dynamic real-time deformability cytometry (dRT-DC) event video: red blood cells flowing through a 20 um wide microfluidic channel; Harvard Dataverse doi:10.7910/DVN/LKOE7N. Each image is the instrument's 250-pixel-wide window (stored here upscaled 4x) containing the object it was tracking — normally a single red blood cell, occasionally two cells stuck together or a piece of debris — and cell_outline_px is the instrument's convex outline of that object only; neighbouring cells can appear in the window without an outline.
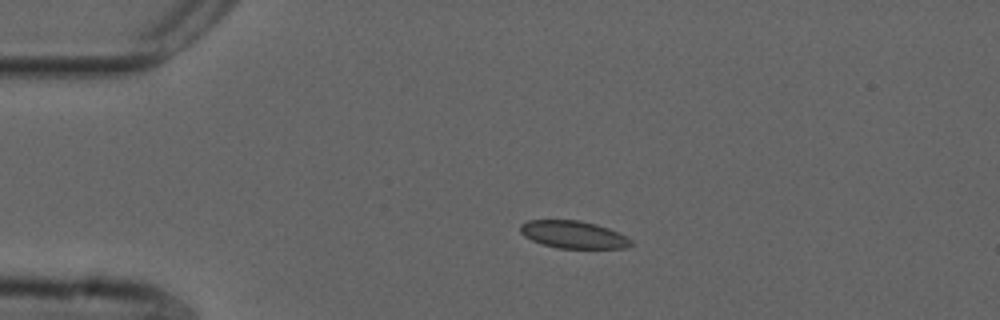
{"species": "common noctule bat (a hibernating species)", "species_latin": "Nyctalus noctula", "temperature_condition": "cold", "stored_images_in_passage": 44, "camera_frame_rate_fps": 3000, "um_per_image_px": 0.085, "animal": {"sex": "male", "forearm_length_mm": 52.5}, "frame": {"image": 1, "passage_image": 1, "time_ms": 0.0, "image_size_px": [1000, 320], "cell_outline_px": [[632, 244], [624, 248], [556, 248], [532, 240], [524, 236], [520, 232], [520, 224], [528, 220], [580, 220], [596, 224], [608, 228], [632, 240]], "centroid_in_image_um": [48.7, 19.93], "position_along_channel_um": 36.3, "area_um2": 17.57}}
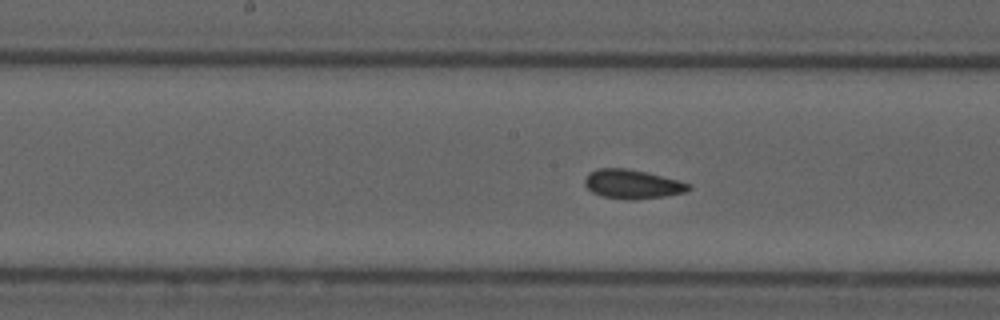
{"frame": {"image": 2, "passage_image": 17, "time_ms": 5.333, "image_size_px": [1000, 320], "cell_outline_px": [[692, 188], [684, 192], [664, 196], [632, 200], [624, 200], [604, 196], [592, 192], [584, 184], [584, 180], [588, 172], [596, 168], [624, 168], [644, 172], [680, 180], [692, 184]], "centroid_in_image_um": [53.74, 15.65], "position_along_channel_um": 194.5, "area_um2": 17.63}}
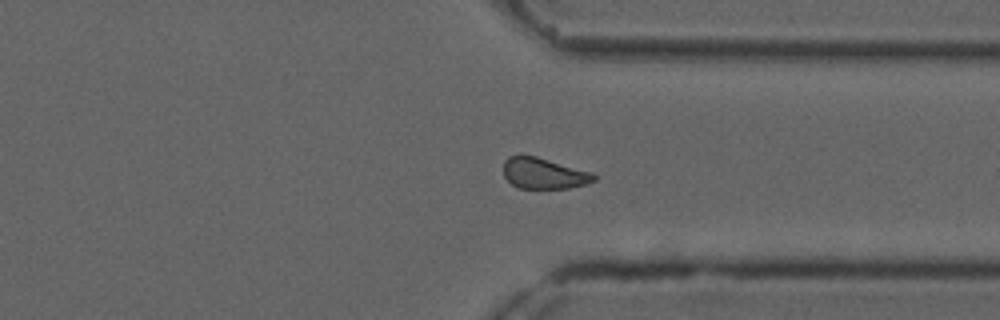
{"frame": {"image": 3, "passage_image": 31, "time_ms": 10.0, "image_size_px": [1000, 320], "cell_outline_px": [[596, 180], [584, 184], [568, 188], [520, 188], [512, 184], [504, 176], [504, 160], [508, 156], [520, 152], [536, 156], [592, 172], [596, 176]], "centroid_in_image_um": [46.18, 14.7], "position_along_channel_um": 365.2, "area_um2": 16.53}, "authors_computed_cell_mechanics": {"area_um2": 17.3111, "velocity_mm_per_s": 3.6744, "shape_relaxation_time_tau1_ms": null, "shape_relaxation_time_tau2_ms": 2.2103, "deformation_change_tau1": null, "deformation_change_tau2": 0.0578}}